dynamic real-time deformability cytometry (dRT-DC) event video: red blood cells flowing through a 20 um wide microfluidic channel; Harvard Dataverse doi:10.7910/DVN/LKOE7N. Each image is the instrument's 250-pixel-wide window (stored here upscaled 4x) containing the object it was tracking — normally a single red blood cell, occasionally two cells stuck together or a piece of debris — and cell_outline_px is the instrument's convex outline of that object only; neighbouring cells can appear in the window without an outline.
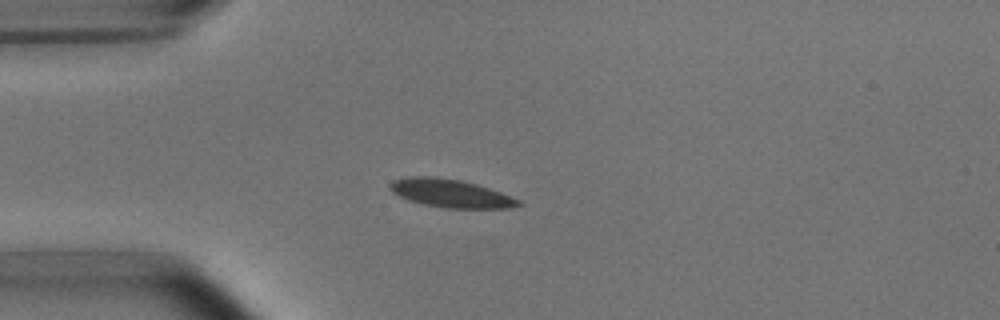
{"species": "common noctule bat (a hibernating species)", "species_latin": "Nyctalus noctula", "temperature_condition": "room temperature", "stored_images_in_passage": 4, "camera_frame_rate_fps": 3000, "um_per_image_px": 0.085, "animal": {"sex": "male", "body_mass_g": 15.6}, "frame": {"image": 1, "passage_image": 3, "time_ms": 2.333, "image_size_px": [1000, 320], "cell_outline_px": [[524, 204], [512, 208], [448, 208], [424, 204], [408, 200], [392, 192], [388, 188], [388, 184], [392, 180], [408, 176], [436, 176], [460, 180], [476, 184], [500, 192], [520, 200]], "centroid_in_image_um": [38.28, 16.42], "position_along_channel_um": 46.7, "area_um2": 21.15}}